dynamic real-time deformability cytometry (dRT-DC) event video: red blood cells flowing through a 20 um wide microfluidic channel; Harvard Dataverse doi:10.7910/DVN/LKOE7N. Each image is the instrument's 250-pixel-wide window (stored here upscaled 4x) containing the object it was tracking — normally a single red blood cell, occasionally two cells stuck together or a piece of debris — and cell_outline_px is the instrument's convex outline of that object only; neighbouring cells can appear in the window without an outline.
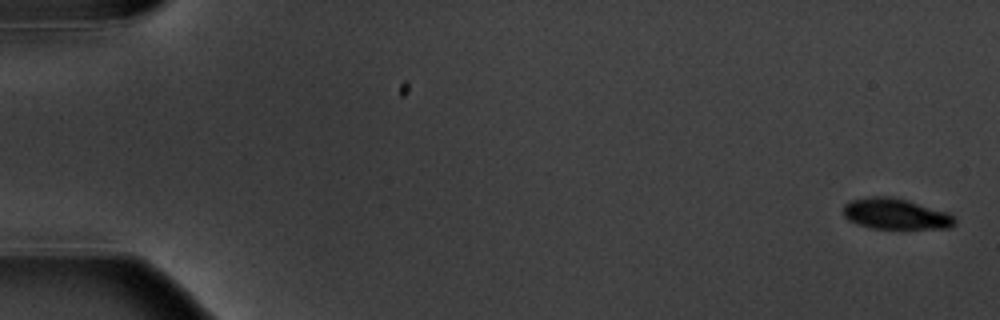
{"species": "common noctule bat (a hibernating species)", "species_latin": "Nyctalus noctula", "temperature_condition": "warm", "stored_images_in_passage": 6, "camera_frame_rate_fps": 3000, "um_per_image_px": 0.085, "animal": {"sex": "male", "body_mass_g": 20.1, "forearm_length_mm": 53.5}, "frame": {"image": 1, "passage_image": 1, "time_ms": 0.0, "image_size_px": [1000, 320], "cell_outline_px": [[956, 224], [952, 228], [868, 228], [848, 220], [844, 216], [844, 204], [852, 200], [872, 196], [892, 196], [908, 200], [948, 212], [956, 216]], "centroid_in_image_um": [76.17, 18.18], "position_along_channel_um": 8.8, "area_um2": 20.17}}
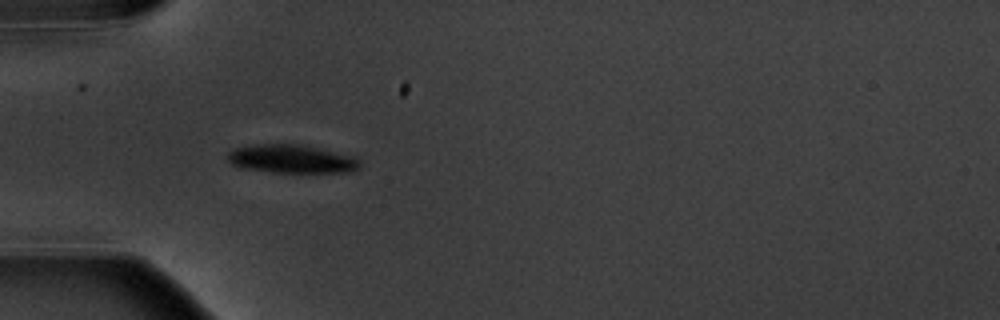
{"frame": {"image": 2, "passage_image": 5, "time_ms": 5.667, "image_size_px": [1000, 320], "cell_outline_px": [[360, 168], [352, 172], [272, 172], [240, 168], [232, 164], [224, 156], [232, 148], [248, 144], [300, 144], [352, 156], [360, 160]], "centroid_in_image_um": [24.71, 13.5], "position_along_channel_um": 60.3, "area_um2": 22.14}}